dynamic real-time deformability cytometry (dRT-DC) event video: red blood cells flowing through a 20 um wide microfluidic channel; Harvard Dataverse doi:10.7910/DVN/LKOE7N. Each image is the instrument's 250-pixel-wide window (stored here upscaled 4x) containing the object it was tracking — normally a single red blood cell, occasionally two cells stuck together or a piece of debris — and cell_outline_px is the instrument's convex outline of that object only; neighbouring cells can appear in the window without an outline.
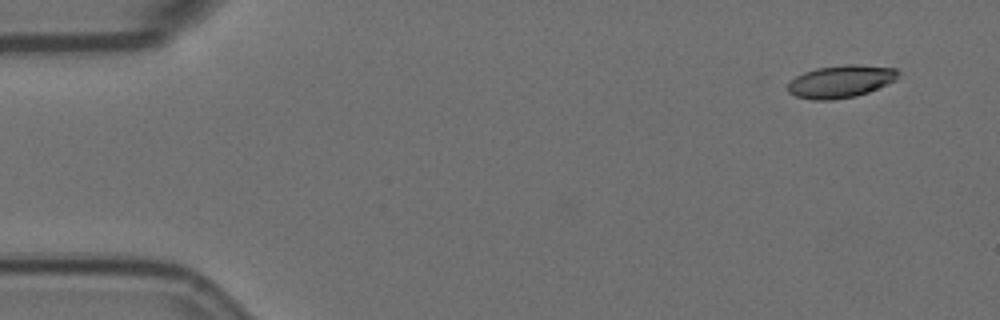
{"species": "Egyptian fruit bat (a non-hibernating species)", "species_latin": "Rousettus aegyptiacus", "temperature_condition": "room temperature", "stored_images_in_passage": 2, "camera_frame_rate_fps": 3000, "um_per_image_px": 0.085, "animal": {"sex": "female"}, "frame": {"image": 1, "passage_image": 2, "time_ms": 1.333, "image_size_px": [1000, 320], "cell_outline_px": [[900, 72], [896, 80], [888, 84], [868, 92], [856, 96], [832, 100], [812, 100], [796, 96], [788, 92], [788, 84], [796, 76], [804, 72], [816, 68], [844, 64], [856, 64], [896, 68]], "centroid_in_image_um": [71.48, 6.92], "position_along_channel_um": 13.5, "area_um2": 21.04}}